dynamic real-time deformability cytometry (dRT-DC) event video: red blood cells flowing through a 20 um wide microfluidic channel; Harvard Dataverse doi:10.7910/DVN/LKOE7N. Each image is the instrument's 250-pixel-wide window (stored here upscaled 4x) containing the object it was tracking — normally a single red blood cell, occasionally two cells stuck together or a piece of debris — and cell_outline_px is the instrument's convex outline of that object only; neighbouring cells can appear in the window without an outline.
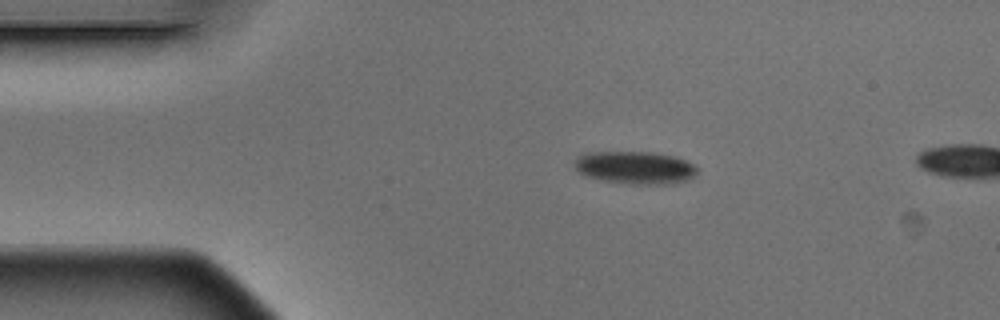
{"species": "Egyptian fruit bat (a non-hibernating species)", "species_latin": "Rousettus aegyptiacus", "temperature_condition": "warm", "stored_images_in_passage": 2, "camera_frame_rate_fps": 3000, "um_per_image_px": 0.085, "animal": {"sex": "male"}, "frame": {"image": 1, "passage_image": 1, "time_ms": 0.0, "image_size_px": [1000, 320], "cell_outline_px": [[700, 168], [696, 176], [688, 180], [672, 184], [628, 184], [604, 180], [588, 176], [580, 172], [572, 164], [576, 156], [584, 152], [652, 152], [676, 156]], "centroid_in_image_um": [54.01, 14.24], "position_along_channel_um": 31.0, "area_um2": 23.7}}